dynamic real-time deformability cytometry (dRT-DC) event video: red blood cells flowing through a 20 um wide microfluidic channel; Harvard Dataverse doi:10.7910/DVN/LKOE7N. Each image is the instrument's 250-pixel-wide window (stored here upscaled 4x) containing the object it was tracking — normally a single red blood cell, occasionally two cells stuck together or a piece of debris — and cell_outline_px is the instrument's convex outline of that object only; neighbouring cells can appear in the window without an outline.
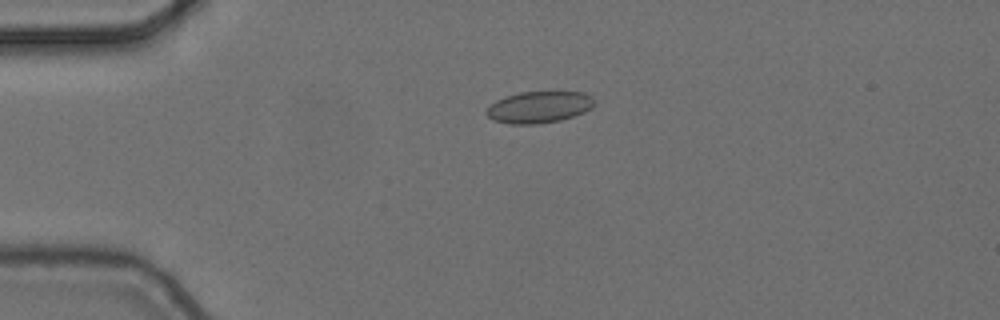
{"species": "common noctule bat (a hibernating species)", "species_latin": "Nyctalus noctula", "temperature_condition": "cold", "stored_images_in_passage": 4, "camera_frame_rate_fps": 3000, "um_per_image_px": 0.085, "animal": {"sex": "female", "body_mass_g": 24.6, "forearm_length_mm": 56.2}, "frame": {"image": 1, "passage_image": 3, "time_ms": 0.667, "image_size_px": [1000, 320], "cell_outline_px": [[596, 100], [592, 108], [584, 112], [560, 120], [540, 124], [508, 124], [492, 120], [484, 112], [496, 100], [504, 96], [520, 92], [584, 92], [592, 96]], "centroid_in_image_um": [45.82, 9.11], "position_along_channel_um": 39.2, "area_um2": 20.06}}